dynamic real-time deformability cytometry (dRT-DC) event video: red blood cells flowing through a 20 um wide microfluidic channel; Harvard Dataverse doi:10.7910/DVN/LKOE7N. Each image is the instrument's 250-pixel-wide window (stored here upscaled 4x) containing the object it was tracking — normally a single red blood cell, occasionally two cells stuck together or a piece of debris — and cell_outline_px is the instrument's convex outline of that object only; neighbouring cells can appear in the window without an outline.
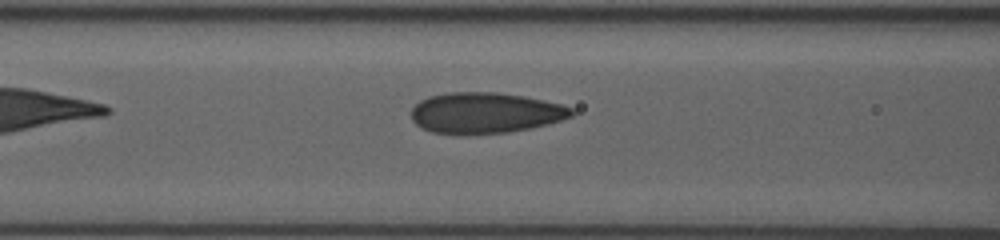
{"species": "human", "species_latin": "Homo sapiens", "temperature_condition": "room temperature", "stored_images_in_passage": 30, "camera_frame_rate_fps": 3000, "um_per_image_px": 0.085, "donor": {"sex": "female"}, "frame": {"image": 1, "passage_image": 6, "time_ms": 1.667, "image_size_px": [1000, 240], "cell_outline_px": [[576, 112], [572, 116], [548, 124], [508, 132], [460, 136], [432, 132], [416, 124], [412, 120], [412, 108], [420, 100], [428, 96], [448, 92], [496, 92], [524, 96], [560, 104], [572, 108]], "centroid_in_image_um": [41.22, 9.61], "position_along_channel_um": 125.4, "area_um2": 38.44}}
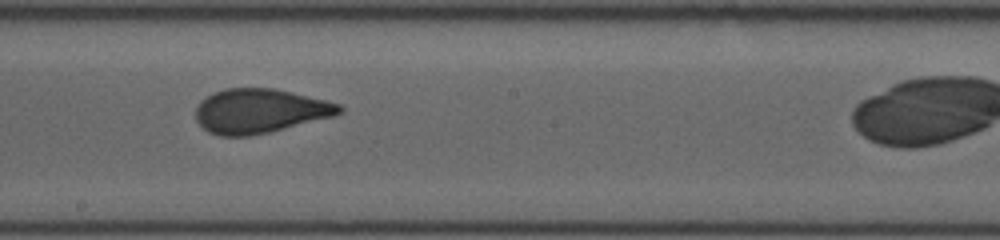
{"frame": {"image": 2, "passage_image": 14, "time_ms": 4.333, "image_size_px": [1000, 240], "cell_outline_px": [[344, 112], [336, 116], [268, 132], [248, 136], [220, 136], [208, 132], [196, 120], [196, 108], [200, 100], [224, 88], [272, 88], [324, 100], [340, 104], [344, 108]], "centroid_in_image_um": [22.09, 9.44], "position_along_channel_um": 226.1, "area_um2": 36.93}}
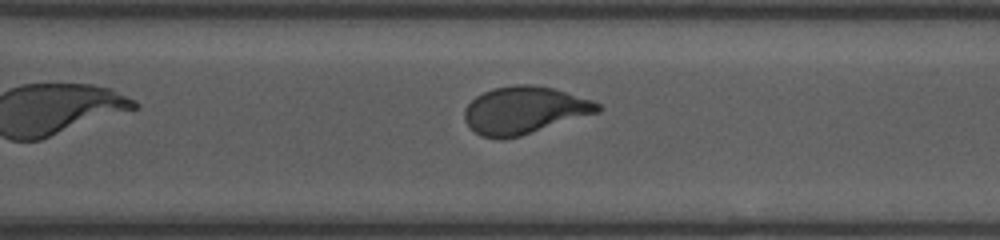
{"frame": {"image": 3, "passage_image": 22, "time_ms": 7.0, "image_size_px": [1000, 240], "cell_outline_px": [[604, 108], [600, 112], [520, 136], [480, 136], [464, 120], [464, 108], [476, 96], [492, 88], [512, 84], [528, 84], [552, 88], [592, 100], [600, 104]], "centroid_in_image_um": [44.6, 9.34], "position_along_channel_um": 326.0, "area_um2": 36.3}}